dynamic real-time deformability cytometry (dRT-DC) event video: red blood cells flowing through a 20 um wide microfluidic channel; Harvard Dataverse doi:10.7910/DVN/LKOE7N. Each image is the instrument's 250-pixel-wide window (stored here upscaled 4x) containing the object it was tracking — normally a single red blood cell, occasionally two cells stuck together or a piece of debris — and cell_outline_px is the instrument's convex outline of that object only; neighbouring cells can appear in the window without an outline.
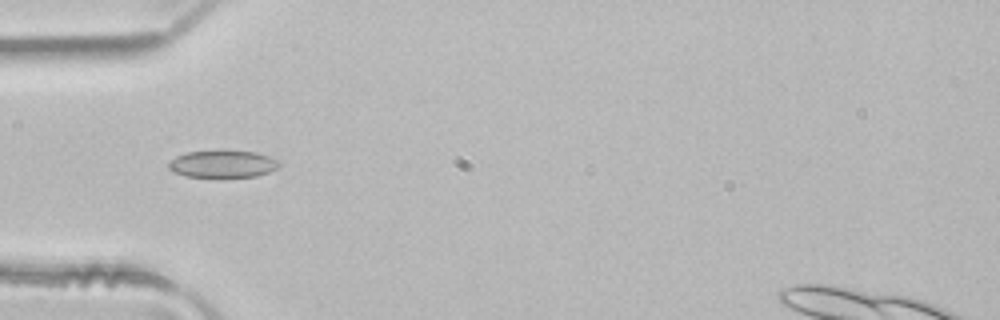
{"species": "common noctule bat (a hibernating species)", "species_latin": "Nyctalus noctula", "temperature_condition": "room temperature", "stored_images_in_passage": 4, "camera_frame_rate_fps": 3000, "um_per_image_px": 0.085, "animal": {"sex": "male", "body_mass_g": 21.5, "forearm_length_mm": 52.0}, "frame": {"image": 1, "passage_image": 3, "time_ms": 0.667, "image_size_px": [1000, 320], "cell_outline_px": [[284, 164], [268, 172], [256, 176], [224, 180], [220, 180], [188, 176], [176, 172], [168, 168], [168, 164], [176, 156], [188, 152], [220, 148], [256, 152], [280, 160]], "centroid_in_image_um": [18.98, 13.94], "position_along_channel_um": 66.0, "area_um2": 18.9}}
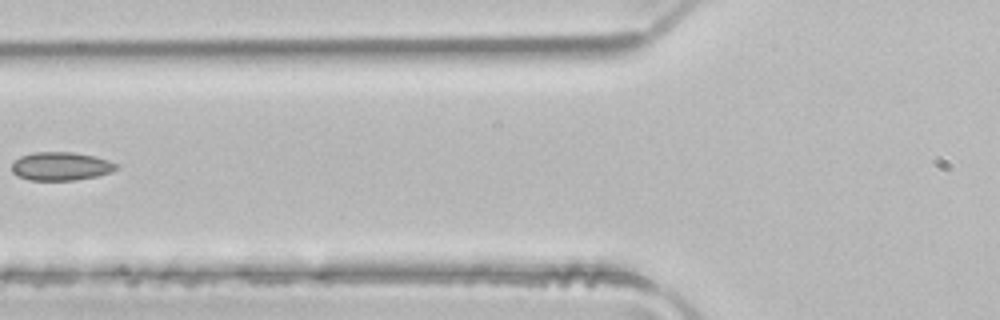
{"frame": {"image": 2, "passage_image": 4, "time_ms": 1.0, "image_size_px": [1000, 320], "cell_outline_px": [[120, 164], [116, 168], [108, 172], [96, 176], [72, 180], [28, 180], [16, 176], [12, 172], [12, 164], [20, 156], [32, 152], [72, 152], [92, 156], [108, 160]], "centroid_in_image_um": [5.12, 14.13], "position_along_channel_um": 120.7, "area_um2": 17.17}}